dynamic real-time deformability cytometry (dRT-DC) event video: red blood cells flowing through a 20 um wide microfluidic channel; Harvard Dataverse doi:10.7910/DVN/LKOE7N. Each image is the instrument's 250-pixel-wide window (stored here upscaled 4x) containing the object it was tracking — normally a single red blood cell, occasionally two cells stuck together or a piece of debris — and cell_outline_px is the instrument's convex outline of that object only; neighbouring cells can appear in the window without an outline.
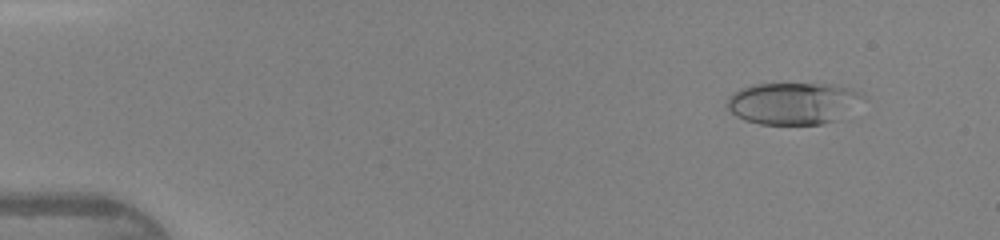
{"species": "human", "species_latin": "Homo sapiens", "temperature_condition": "warm", "stored_images_in_passage": 47, "camera_frame_rate_fps": 3000, "um_per_image_px": 0.085, "donor": {"sex": "female"}, "frame": {"image": 1, "passage_image": 5, "time_ms": 1.333, "image_size_px": [1000, 240], "cell_outline_px": [[864, 96], [832, 120], [820, 124], [760, 124], [744, 120], [736, 116], [728, 108], [728, 96], [732, 92], [740, 88], [756, 84], [836, 84], [864, 92]], "centroid_in_image_um": [67.31, 8.75], "position_along_channel_um": 17.7, "area_um2": 32.48}}
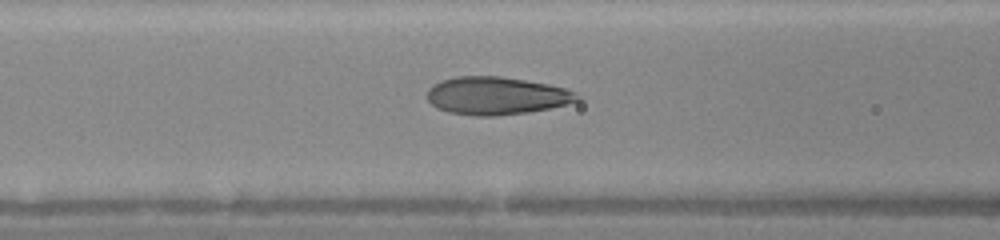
{"frame": {"image": 2, "passage_image": 20, "time_ms": 6.333, "image_size_px": [1000, 240], "cell_outline_px": [[584, 96], [580, 100], [548, 108], [528, 112], [496, 116], [472, 116], [448, 112], [436, 108], [428, 100], [428, 88], [432, 84], [440, 80], [456, 76], [500, 76], [548, 84], [564, 88], [576, 92]], "centroid_in_image_um": [42.18, 8.14], "position_along_channel_um": 124.4, "area_um2": 33.23}}
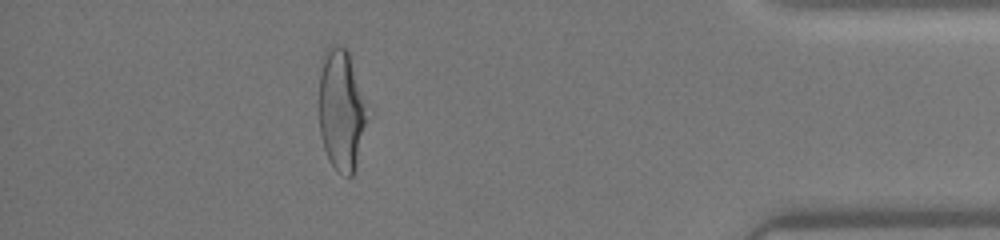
{"frame": {"image": 3, "passage_image": 42, "time_ms": 13.667, "image_size_px": [1000, 240], "cell_outline_px": [[372, 108], [356, 168], [352, 176], [348, 176], [340, 172], [328, 160], [324, 148], [320, 132], [320, 60], [324, 52], [332, 44], [336, 44], [344, 48], [348, 52]], "centroid_in_image_um": [29.09, 9.33], "position_along_channel_um": 406.1, "area_um2": 35.32}, "authors_computed_cell_mechanics": {"area_um2": 32.946, "velocity_mm_per_s": 4.3789, "shape_relaxation_time_tau1_ms": 4.4849, "shape_relaxation_time_tau2_ms": 0.7026, "deformation_change_tau1": 0.2202, "deformation_change_tau2": 0.0775}}